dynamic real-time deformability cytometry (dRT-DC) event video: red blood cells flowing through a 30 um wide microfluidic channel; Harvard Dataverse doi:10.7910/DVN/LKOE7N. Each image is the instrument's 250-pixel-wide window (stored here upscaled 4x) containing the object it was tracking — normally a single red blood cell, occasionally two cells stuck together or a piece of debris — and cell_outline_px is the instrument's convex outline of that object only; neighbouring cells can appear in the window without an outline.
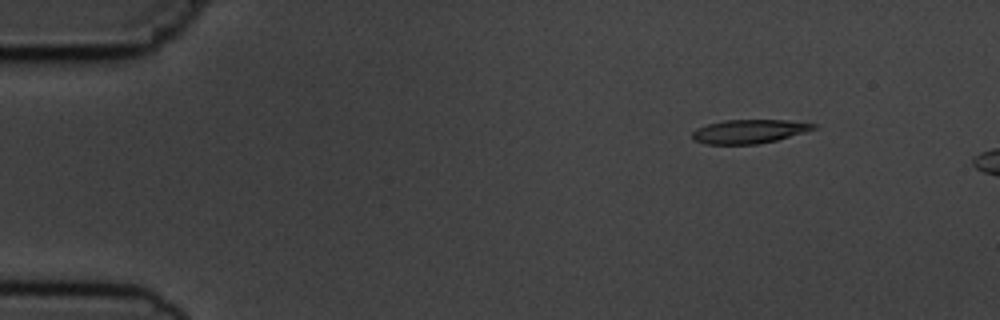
{"species": "common noctule bat (a hibernating species)", "species_latin": "Nyctalus noctula", "temperature_condition": "cold", "stored_images_in_passage": 4, "camera_frame_rate_fps": 3000, "um_per_image_px": 0.085, "animal": {"sex": "male", "body_mass_g": 19.5, "forearm_length_mm": 54.6}, "frame": {"image": 1, "passage_image": 2, "time_ms": 1.333, "image_size_px": [1000, 320], "cell_outline_px": [[820, 128], [776, 140], [756, 144], [704, 144], [696, 140], [692, 136], [692, 132], [696, 128], [708, 124], [724, 120], [788, 120], [816, 124]], "centroid_in_image_um": [63.71, 11.16], "position_along_channel_um": 21.3, "area_um2": 16.82}}